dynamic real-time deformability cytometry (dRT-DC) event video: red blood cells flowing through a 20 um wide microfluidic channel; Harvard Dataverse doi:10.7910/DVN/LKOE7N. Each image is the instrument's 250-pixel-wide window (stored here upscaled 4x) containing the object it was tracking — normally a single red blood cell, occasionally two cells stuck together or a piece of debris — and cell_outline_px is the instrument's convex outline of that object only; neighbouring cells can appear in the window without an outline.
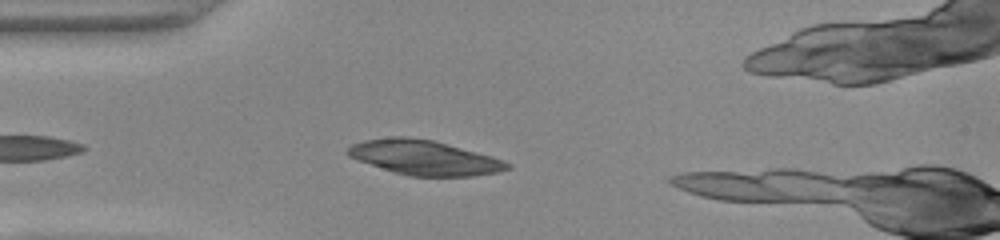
{"species": "common noctule bat (a hibernating species)", "species_latin": "Nyctalus noctula", "temperature_condition": "warm", "stored_images_in_passage": 37, "camera_frame_rate_fps": 3000, "um_per_image_px": 0.085, "animal": {"sex": "female", "body_mass_g": 22.0, "forearm_length_mm": 56.7}, "frame": {"image": 1, "passage_image": 5, "time_ms": 1.333, "image_size_px": [1000, 240], "cell_outline_px": [[512, 168], [496, 172], [472, 176], [408, 176], [348, 156], [344, 152], [352, 144], [364, 140], [392, 136], [404, 136], [432, 140], [492, 156], [504, 160], [512, 164]], "centroid_in_image_um": [36.08, 13.39], "position_along_channel_um": 48.9, "area_um2": 31.91}}